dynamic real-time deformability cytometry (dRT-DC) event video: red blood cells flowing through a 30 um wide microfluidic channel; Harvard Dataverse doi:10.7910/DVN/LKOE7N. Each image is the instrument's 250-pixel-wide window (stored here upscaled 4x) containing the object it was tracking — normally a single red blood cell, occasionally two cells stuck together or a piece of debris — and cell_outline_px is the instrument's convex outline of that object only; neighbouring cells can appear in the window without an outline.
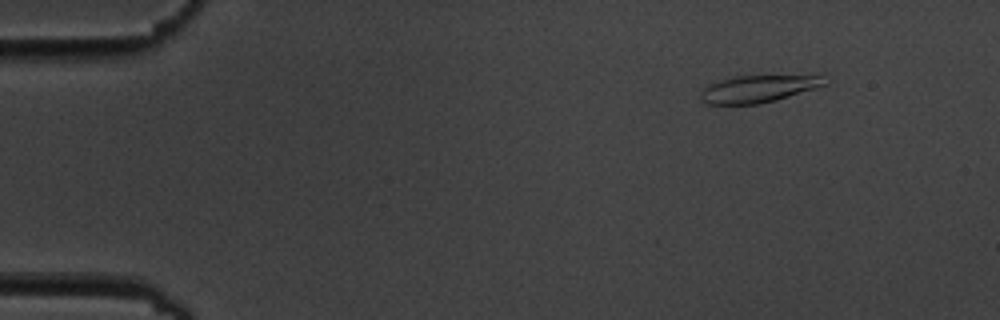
{"species": "common noctule bat (a hibernating species)", "species_latin": "Nyctalus noctula", "temperature_condition": "cold", "stored_images_in_passage": 5, "camera_frame_rate_fps": 3000, "um_per_image_px": 0.085, "animal": {"sex": "male", "body_mass_g": 19.5, "forearm_length_mm": 54.6}, "frame": {"image": 1, "passage_image": 2, "time_ms": 1.333, "image_size_px": [1000, 320], "cell_outline_px": [[828, 84], [816, 88], [776, 100], [760, 104], [704, 104], [700, 100], [700, 92], [708, 84], [720, 80], [736, 76], [816, 72], [824, 72]], "centroid_in_image_um": [64.63, 7.48], "position_along_channel_um": 20.4, "area_um2": 21.04}}